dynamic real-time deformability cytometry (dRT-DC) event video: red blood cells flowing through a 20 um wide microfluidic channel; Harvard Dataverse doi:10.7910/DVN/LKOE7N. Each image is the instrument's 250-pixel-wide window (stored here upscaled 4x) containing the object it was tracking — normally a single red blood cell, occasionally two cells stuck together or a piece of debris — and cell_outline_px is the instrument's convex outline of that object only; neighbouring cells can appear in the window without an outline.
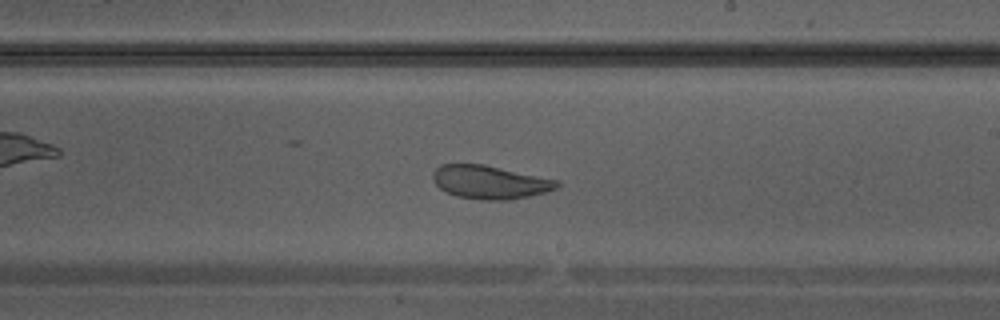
{"species": "Egyptian fruit bat (a non-hibernating species)", "species_latin": "Rousettus aegyptiacus", "temperature_condition": "warm", "stored_images_in_passage": 35, "camera_frame_rate_fps": 3000, "um_per_image_px": 0.085, "animal": {"sex": "male"}, "frame": {"image": 1, "passage_image": 20, "time_ms": 6.333, "image_size_px": [1000, 320], "cell_outline_px": [[560, 184], [556, 188], [544, 192], [528, 196], [508, 200], [484, 200], [456, 196], [440, 188], [432, 180], [432, 172], [440, 164], [484, 164], [560, 180]], "centroid_in_image_um": [41.63, 15.47], "position_along_channel_um": 247.4, "area_um2": 24.16}}